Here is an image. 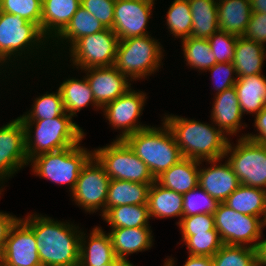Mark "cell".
Instances as JSON below:
<instances>
[{
  "label": "cell",
  "instance_id": "6da1fadb",
  "mask_svg": "<svg viewBox=\"0 0 266 266\" xmlns=\"http://www.w3.org/2000/svg\"><path fill=\"white\" fill-rule=\"evenodd\" d=\"M30 214L20 219L34 232L42 266H79V225L54 220L46 214Z\"/></svg>",
  "mask_w": 266,
  "mask_h": 266
},
{
  "label": "cell",
  "instance_id": "7a4b0ae2",
  "mask_svg": "<svg viewBox=\"0 0 266 266\" xmlns=\"http://www.w3.org/2000/svg\"><path fill=\"white\" fill-rule=\"evenodd\" d=\"M50 47L51 42L35 23L20 16L0 11V72L2 74L5 72L3 76L6 79L9 80V75L14 73L12 68L17 69L18 67L19 69L21 67L22 69L25 60H29L28 64L33 67V58L37 56L34 62L38 59V64L39 59L45 57L46 51L49 50L50 52ZM30 57H33L32 61ZM8 68L9 72L7 71ZM6 72L8 77H6Z\"/></svg>",
  "mask_w": 266,
  "mask_h": 266
},
{
  "label": "cell",
  "instance_id": "3957f363",
  "mask_svg": "<svg viewBox=\"0 0 266 266\" xmlns=\"http://www.w3.org/2000/svg\"><path fill=\"white\" fill-rule=\"evenodd\" d=\"M162 120L172 132L183 157L197 161L223 158L230 138L216 125L173 114Z\"/></svg>",
  "mask_w": 266,
  "mask_h": 266
},
{
  "label": "cell",
  "instance_id": "277c9868",
  "mask_svg": "<svg viewBox=\"0 0 266 266\" xmlns=\"http://www.w3.org/2000/svg\"><path fill=\"white\" fill-rule=\"evenodd\" d=\"M73 119L65 112L53 119L21 120L25 130L28 161L40 154L63 150L81 143L86 133Z\"/></svg>",
  "mask_w": 266,
  "mask_h": 266
},
{
  "label": "cell",
  "instance_id": "5b68a950",
  "mask_svg": "<svg viewBox=\"0 0 266 266\" xmlns=\"http://www.w3.org/2000/svg\"><path fill=\"white\" fill-rule=\"evenodd\" d=\"M161 121L160 127L150 125L124 139L154 178L183 158L172 132Z\"/></svg>",
  "mask_w": 266,
  "mask_h": 266
},
{
  "label": "cell",
  "instance_id": "8992f818",
  "mask_svg": "<svg viewBox=\"0 0 266 266\" xmlns=\"http://www.w3.org/2000/svg\"><path fill=\"white\" fill-rule=\"evenodd\" d=\"M151 36L119 40L114 66L133 82L147 79L164 65L163 45Z\"/></svg>",
  "mask_w": 266,
  "mask_h": 266
},
{
  "label": "cell",
  "instance_id": "52a82bcc",
  "mask_svg": "<svg viewBox=\"0 0 266 266\" xmlns=\"http://www.w3.org/2000/svg\"><path fill=\"white\" fill-rule=\"evenodd\" d=\"M81 143L66 149L43 153L29 161L34 176L42 177L54 184L69 186V192L75 188L82 167L93 156V150L80 146Z\"/></svg>",
  "mask_w": 266,
  "mask_h": 266
},
{
  "label": "cell",
  "instance_id": "ba28073f",
  "mask_svg": "<svg viewBox=\"0 0 266 266\" xmlns=\"http://www.w3.org/2000/svg\"><path fill=\"white\" fill-rule=\"evenodd\" d=\"M93 156L104 167L110 179L152 184L155 178L147 165L124 140L111 141L104 147L94 148Z\"/></svg>",
  "mask_w": 266,
  "mask_h": 266
},
{
  "label": "cell",
  "instance_id": "9c48e42d",
  "mask_svg": "<svg viewBox=\"0 0 266 266\" xmlns=\"http://www.w3.org/2000/svg\"><path fill=\"white\" fill-rule=\"evenodd\" d=\"M231 141L224 158L231 165L240 184L266 190V145L246 138L237 139L236 144Z\"/></svg>",
  "mask_w": 266,
  "mask_h": 266
},
{
  "label": "cell",
  "instance_id": "30bf717a",
  "mask_svg": "<svg viewBox=\"0 0 266 266\" xmlns=\"http://www.w3.org/2000/svg\"><path fill=\"white\" fill-rule=\"evenodd\" d=\"M215 229L223 244L243 245L257 249L263 236L266 222L257 216L236 212L220 202L214 212Z\"/></svg>",
  "mask_w": 266,
  "mask_h": 266
},
{
  "label": "cell",
  "instance_id": "8fae6325",
  "mask_svg": "<svg viewBox=\"0 0 266 266\" xmlns=\"http://www.w3.org/2000/svg\"><path fill=\"white\" fill-rule=\"evenodd\" d=\"M119 38L115 32L106 28L95 34L78 39L64 56H69L68 66L84 70L91 67L112 66L115 63Z\"/></svg>",
  "mask_w": 266,
  "mask_h": 266
},
{
  "label": "cell",
  "instance_id": "7c38bea8",
  "mask_svg": "<svg viewBox=\"0 0 266 266\" xmlns=\"http://www.w3.org/2000/svg\"><path fill=\"white\" fill-rule=\"evenodd\" d=\"M110 177L104 167L92 156L82 167L74 190L70 193L72 201L86 213L102 216L106 212V200Z\"/></svg>",
  "mask_w": 266,
  "mask_h": 266
},
{
  "label": "cell",
  "instance_id": "4fadbf2b",
  "mask_svg": "<svg viewBox=\"0 0 266 266\" xmlns=\"http://www.w3.org/2000/svg\"><path fill=\"white\" fill-rule=\"evenodd\" d=\"M147 98V93L130 88L101 109L112 129L121 130L115 140H124L127 136L150 126L139 120Z\"/></svg>",
  "mask_w": 266,
  "mask_h": 266
},
{
  "label": "cell",
  "instance_id": "5bb4252c",
  "mask_svg": "<svg viewBox=\"0 0 266 266\" xmlns=\"http://www.w3.org/2000/svg\"><path fill=\"white\" fill-rule=\"evenodd\" d=\"M28 165L25 130L17 117L0 127V192H4L5 182Z\"/></svg>",
  "mask_w": 266,
  "mask_h": 266
},
{
  "label": "cell",
  "instance_id": "9a60e30c",
  "mask_svg": "<svg viewBox=\"0 0 266 266\" xmlns=\"http://www.w3.org/2000/svg\"><path fill=\"white\" fill-rule=\"evenodd\" d=\"M157 0H115L112 30L119 40L149 35V19Z\"/></svg>",
  "mask_w": 266,
  "mask_h": 266
},
{
  "label": "cell",
  "instance_id": "2e32d148",
  "mask_svg": "<svg viewBox=\"0 0 266 266\" xmlns=\"http://www.w3.org/2000/svg\"><path fill=\"white\" fill-rule=\"evenodd\" d=\"M0 260L1 266H42L34 232L21 219L11 228Z\"/></svg>",
  "mask_w": 266,
  "mask_h": 266
},
{
  "label": "cell",
  "instance_id": "e0dca14e",
  "mask_svg": "<svg viewBox=\"0 0 266 266\" xmlns=\"http://www.w3.org/2000/svg\"><path fill=\"white\" fill-rule=\"evenodd\" d=\"M85 73L96 103L103 108L106 104L126 93L132 86L131 80L112 66L91 67Z\"/></svg>",
  "mask_w": 266,
  "mask_h": 266
},
{
  "label": "cell",
  "instance_id": "ac0fdd59",
  "mask_svg": "<svg viewBox=\"0 0 266 266\" xmlns=\"http://www.w3.org/2000/svg\"><path fill=\"white\" fill-rule=\"evenodd\" d=\"M223 160L224 157L200 161L199 167L198 185L219 202H224L241 185L229 162L226 158ZM203 162L208 163V167H203Z\"/></svg>",
  "mask_w": 266,
  "mask_h": 266
},
{
  "label": "cell",
  "instance_id": "d6986e66",
  "mask_svg": "<svg viewBox=\"0 0 266 266\" xmlns=\"http://www.w3.org/2000/svg\"><path fill=\"white\" fill-rule=\"evenodd\" d=\"M211 109V122L229 138L237 135L247 127L242 122L243 114L238 102L236 88L233 86L218 94H214ZM243 124V125H242ZM241 129V131H239ZM230 135V136H229Z\"/></svg>",
  "mask_w": 266,
  "mask_h": 266
},
{
  "label": "cell",
  "instance_id": "ffe728a7",
  "mask_svg": "<svg viewBox=\"0 0 266 266\" xmlns=\"http://www.w3.org/2000/svg\"><path fill=\"white\" fill-rule=\"evenodd\" d=\"M104 29L106 28L98 19H96L82 6H80L75 12V14L72 16L71 21L65 27V29L51 42L50 52H54L55 49H57L56 51H58V54L55 52L52 54L55 62H57L56 59H60L61 56L62 59L63 53H65L68 50V47L70 48L78 39L84 36L95 34L99 31H103Z\"/></svg>",
  "mask_w": 266,
  "mask_h": 266
},
{
  "label": "cell",
  "instance_id": "44dd1931",
  "mask_svg": "<svg viewBox=\"0 0 266 266\" xmlns=\"http://www.w3.org/2000/svg\"><path fill=\"white\" fill-rule=\"evenodd\" d=\"M87 234L82 230L80 235L79 266H100L117 258L111 237L101 226H95Z\"/></svg>",
  "mask_w": 266,
  "mask_h": 266
},
{
  "label": "cell",
  "instance_id": "7402d4cb",
  "mask_svg": "<svg viewBox=\"0 0 266 266\" xmlns=\"http://www.w3.org/2000/svg\"><path fill=\"white\" fill-rule=\"evenodd\" d=\"M41 32L52 42L69 24L81 0H42Z\"/></svg>",
  "mask_w": 266,
  "mask_h": 266
},
{
  "label": "cell",
  "instance_id": "603a6c76",
  "mask_svg": "<svg viewBox=\"0 0 266 266\" xmlns=\"http://www.w3.org/2000/svg\"><path fill=\"white\" fill-rule=\"evenodd\" d=\"M108 233L115 255L121 260H128L131 254L147 251L154 245L151 227L115 228Z\"/></svg>",
  "mask_w": 266,
  "mask_h": 266
},
{
  "label": "cell",
  "instance_id": "cb8c5ba5",
  "mask_svg": "<svg viewBox=\"0 0 266 266\" xmlns=\"http://www.w3.org/2000/svg\"><path fill=\"white\" fill-rule=\"evenodd\" d=\"M199 167L200 161L183 157L156 177L155 181L167 189L185 194L198 186Z\"/></svg>",
  "mask_w": 266,
  "mask_h": 266
},
{
  "label": "cell",
  "instance_id": "d4e9b609",
  "mask_svg": "<svg viewBox=\"0 0 266 266\" xmlns=\"http://www.w3.org/2000/svg\"><path fill=\"white\" fill-rule=\"evenodd\" d=\"M150 218H178V225L183 217V194L167 189L154 181L148 191L147 199Z\"/></svg>",
  "mask_w": 266,
  "mask_h": 266
},
{
  "label": "cell",
  "instance_id": "484cf974",
  "mask_svg": "<svg viewBox=\"0 0 266 266\" xmlns=\"http://www.w3.org/2000/svg\"><path fill=\"white\" fill-rule=\"evenodd\" d=\"M217 15L220 31L241 37L252 15L250 0H218Z\"/></svg>",
  "mask_w": 266,
  "mask_h": 266
},
{
  "label": "cell",
  "instance_id": "4316f807",
  "mask_svg": "<svg viewBox=\"0 0 266 266\" xmlns=\"http://www.w3.org/2000/svg\"><path fill=\"white\" fill-rule=\"evenodd\" d=\"M65 112L73 118L85 107L92 105L95 111L102 109L95 101L86 76L76 78L70 77L59 83Z\"/></svg>",
  "mask_w": 266,
  "mask_h": 266
},
{
  "label": "cell",
  "instance_id": "83f0119b",
  "mask_svg": "<svg viewBox=\"0 0 266 266\" xmlns=\"http://www.w3.org/2000/svg\"><path fill=\"white\" fill-rule=\"evenodd\" d=\"M265 48L264 44L246 39L243 36L238 37L232 61L238 78L263 73L262 67L264 60H266Z\"/></svg>",
  "mask_w": 266,
  "mask_h": 266
},
{
  "label": "cell",
  "instance_id": "f1b7e54d",
  "mask_svg": "<svg viewBox=\"0 0 266 266\" xmlns=\"http://www.w3.org/2000/svg\"><path fill=\"white\" fill-rule=\"evenodd\" d=\"M242 114L256 115L266 106V76L239 77L234 85Z\"/></svg>",
  "mask_w": 266,
  "mask_h": 266
},
{
  "label": "cell",
  "instance_id": "f546056e",
  "mask_svg": "<svg viewBox=\"0 0 266 266\" xmlns=\"http://www.w3.org/2000/svg\"><path fill=\"white\" fill-rule=\"evenodd\" d=\"M224 203L236 212L262 218L266 222L264 189L240 185Z\"/></svg>",
  "mask_w": 266,
  "mask_h": 266
},
{
  "label": "cell",
  "instance_id": "4dcf8cb0",
  "mask_svg": "<svg viewBox=\"0 0 266 266\" xmlns=\"http://www.w3.org/2000/svg\"><path fill=\"white\" fill-rule=\"evenodd\" d=\"M151 184L110 179L106 200V211L121 205L147 204Z\"/></svg>",
  "mask_w": 266,
  "mask_h": 266
},
{
  "label": "cell",
  "instance_id": "1f68e13d",
  "mask_svg": "<svg viewBox=\"0 0 266 266\" xmlns=\"http://www.w3.org/2000/svg\"><path fill=\"white\" fill-rule=\"evenodd\" d=\"M192 14L191 37L209 38L218 32L216 0H188Z\"/></svg>",
  "mask_w": 266,
  "mask_h": 266
},
{
  "label": "cell",
  "instance_id": "d6a6232c",
  "mask_svg": "<svg viewBox=\"0 0 266 266\" xmlns=\"http://www.w3.org/2000/svg\"><path fill=\"white\" fill-rule=\"evenodd\" d=\"M101 217L111 229L151 227L147 204L115 206L109 208Z\"/></svg>",
  "mask_w": 266,
  "mask_h": 266
},
{
  "label": "cell",
  "instance_id": "836d02e7",
  "mask_svg": "<svg viewBox=\"0 0 266 266\" xmlns=\"http://www.w3.org/2000/svg\"><path fill=\"white\" fill-rule=\"evenodd\" d=\"M182 54H184V62L191 69H197V72H207L209 68L214 66L216 58L210 49L207 38L187 37L181 40Z\"/></svg>",
  "mask_w": 266,
  "mask_h": 266
},
{
  "label": "cell",
  "instance_id": "e575fe53",
  "mask_svg": "<svg viewBox=\"0 0 266 266\" xmlns=\"http://www.w3.org/2000/svg\"><path fill=\"white\" fill-rule=\"evenodd\" d=\"M57 92L42 94L33 98V104L29 111L20 115L21 120H46L59 117L65 113L62 95L59 89Z\"/></svg>",
  "mask_w": 266,
  "mask_h": 266
},
{
  "label": "cell",
  "instance_id": "d590c367",
  "mask_svg": "<svg viewBox=\"0 0 266 266\" xmlns=\"http://www.w3.org/2000/svg\"><path fill=\"white\" fill-rule=\"evenodd\" d=\"M166 13L169 35L181 40L191 36L192 14L188 0H173Z\"/></svg>",
  "mask_w": 266,
  "mask_h": 266
},
{
  "label": "cell",
  "instance_id": "8d00e7d4",
  "mask_svg": "<svg viewBox=\"0 0 266 266\" xmlns=\"http://www.w3.org/2000/svg\"><path fill=\"white\" fill-rule=\"evenodd\" d=\"M212 261L213 266H258L257 249L223 244L212 256Z\"/></svg>",
  "mask_w": 266,
  "mask_h": 266
},
{
  "label": "cell",
  "instance_id": "74e56055",
  "mask_svg": "<svg viewBox=\"0 0 266 266\" xmlns=\"http://www.w3.org/2000/svg\"><path fill=\"white\" fill-rule=\"evenodd\" d=\"M181 242L186 245L188 255L212 257L222 246L223 242L219 232L214 228L206 233L195 235H182Z\"/></svg>",
  "mask_w": 266,
  "mask_h": 266
},
{
  "label": "cell",
  "instance_id": "f35d334b",
  "mask_svg": "<svg viewBox=\"0 0 266 266\" xmlns=\"http://www.w3.org/2000/svg\"><path fill=\"white\" fill-rule=\"evenodd\" d=\"M220 202L199 185L183 194V217L197 214H214Z\"/></svg>",
  "mask_w": 266,
  "mask_h": 266
},
{
  "label": "cell",
  "instance_id": "ab89813d",
  "mask_svg": "<svg viewBox=\"0 0 266 266\" xmlns=\"http://www.w3.org/2000/svg\"><path fill=\"white\" fill-rule=\"evenodd\" d=\"M42 0H0V11L20 16L41 29Z\"/></svg>",
  "mask_w": 266,
  "mask_h": 266
},
{
  "label": "cell",
  "instance_id": "60d3db41",
  "mask_svg": "<svg viewBox=\"0 0 266 266\" xmlns=\"http://www.w3.org/2000/svg\"><path fill=\"white\" fill-rule=\"evenodd\" d=\"M237 39L238 36L220 30L208 38L217 63L233 61Z\"/></svg>",
  "mask_w": 266,
  "mask_h": 266
},
{
  "label": "cell",
  "instance_id": "b9f144b4",
  "mask_svg": "<svg viewBox=\"0 0 266 266\" xmlns=\"http://www.w3.org/2000/svg\"><path fill=\"white\" fill-rule=\"evenodd\" d=\"M207 71L211 73L210 78H212V83H214V88H212L214 89V94L233 87L238 78L232 62L216 63Z\"/></svg>",
  "mask_w": 266,
  "mask_h": 266
},
{
  "label": "cell",
  "instance_id": "7bdbcfd3",
  "mask_svg": "<svg viewBox=\"0 0 266 266\" xmlns=\"http://www.w3.org/2000/svg\"><path fill=\"white\" fill-rule=\"evenodd\" d=\"M115 0H81V6L105 28H113Z\"/></svg>",
  "mask_w": 266,
  "mask_h": 266
},
{
  "label": "cell",
  "instance_id": "ee69618b",
  "mask_svg": "<svg viewBox=\"0 0 266 266\" xmlns=\"http://www.w3.org/2000/svg\"><path fill=\"white\" fill-rule=\"evenodd\" d=\"M181 235H195L206 233L215 228L214 214H197L182 217L178 224Z\"/></svg>",
  "mask_w": 266,
  "mask_h": 266
},
{
  "label": "cell",
  "instance_id": "f6af8a7d",
  "mask_svg": "<svg viewBox=\"0 0 266 266\" xmlns=\"http://www.w3.org/2000/svg\"><path fill=\"white\" fill-rule=\"evenodd\" d=\"M244 38L266 45V14L252 12Z\"/></svg>",
  "mask_w": 266,
  "mask_h": 266
},
{
  "label": "cell",
  "instance_id": "bcb514c9",
  "mask_svg": "<svg viewBox=\"0 0 266 266\" xmlns=\"http://www.w3.org/2000/svg\"><path fill=\"white\" fill-rule=\"evenodd\" d=\"M254 127L257 133H242L238 136L240 138H246L254 142L266 145V106L258 114L254 115Z\"/></svg>",
  "mask_w": 266,
  "mask_h": 266
},
{
  "label": "cell",
  "instance_id": "7dc6e473",
  "mask_svg": "<svg viewBox=\"0 0 266 266\" xmlns=\"http://www.w3.org/2000/svg\"><path fill=\"white\" fill-rule=\"evenodd\" d=\"M1 195H3L2 192H0V197ZM20 218L21 217H16V215L14 216L10 213L0 211V256L4 250L11 228Z\"/></svg>",
  "mask_w": 266,
  "mask_h": 266
},
{
  "label": "cell",
  "instance_id": "c3c4849f",
  "mask_svg": "<svg viewBox=\"0 0 266 266\" xmlns=\"http://www.w3.org/2000/svg\"><path fill=\"white\" fill-rule=\"evenodd\" d=\"M176 260L172 257L165 258L163 266H176ZM183 266H213L212 257L209 256H191L189 255Z\"/></svg>",
  "mask_w": 266,
  "mask_h": 266
},
{
  "label": "cell",
  "instance_id": "681fc988",
  "mask_svg": "<svg viewBox=\"0 0 266 266\" xmlns=\"http://www.w3.org/2000/svg\"><path fill=\"white\" fill-rule=\"evenodd\" d=\"M258 266H266V238H262L257 247Z\"/></svg>",
  "mask_w": 266,
  "mask_h": 266
},
{
  "label": "cell",
  "instance_id": "f907efd6",
  "mask_svg": "<svg viewBox=\"0 0 266 266\" xmlns=\"http://www.w3.org/2000/svg\"><path fill=\"white\" fill-rule=\"evenodd\" d=\"M252 12L266 14V0H250Z\"/></svg>",
  "mask_w": 266,
  "mask_h": 266
},
{
  "label": "cell",
  "instance_id": "816d5d0a",
  "mask_svg": "<svg viewBox=\"0 0 266 266\" xmlns=\"http://www.w3.org/2000/svg\"><path fill=\"white\" fill-rule=\"evenodd\" d=\"M121 261H122L121 259L116 258L114 261L102 264L100 266H117Z\"/></svg>",
  "mask_w": 266,
  "mask_h": 266
},
{
  "label": "cell",
  "instance_id": "f5cc1de1",
  "mask_svg": "<svg viewBox=\"0 0 266 266\" xmlns=\"http://www.w3.org/2000/svg\"><path fill=\"white\" fill-rule=\"evenodd\" d=\"M117 266H136L128 260H122Z\"/></svg>",
  "mask_w": 266,
  "mask_h": 266
}]
</instances>
